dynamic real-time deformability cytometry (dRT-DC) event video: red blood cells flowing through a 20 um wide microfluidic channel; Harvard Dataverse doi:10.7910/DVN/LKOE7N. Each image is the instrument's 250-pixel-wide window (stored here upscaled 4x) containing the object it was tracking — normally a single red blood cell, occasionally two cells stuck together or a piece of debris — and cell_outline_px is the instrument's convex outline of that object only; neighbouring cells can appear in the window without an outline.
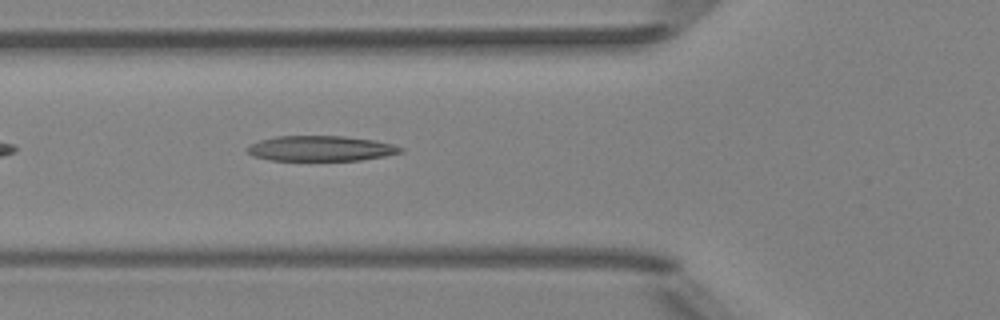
{"species": "Egyptian fruit bat (a non-hibernating species)", "species_latin": "Rousettus aegyptiacus", "temperature_condition": "room temperature", "stored_images_in_passage": 22, "camera_frame_rate_fps": 3000, "um_per_image_px": 0.085, "animal": {"sex": "female"}, "frame": {"image": 1, "passage_image": 4, "time_ms": 1.0, "image_size_px": [1000, 320], "cell_outline_px": [[404, 152], [384, 156], [360, 160], [272, 160], [252, 156], [244, 148], [260, 140], [276, 136], [344, 136], [376, 140], [392, 144], [404, 148]], "centroid_in_image_um": [27.28, 12.61], "position_along_channel_um": 98.5, "area_um2": 22.6}}
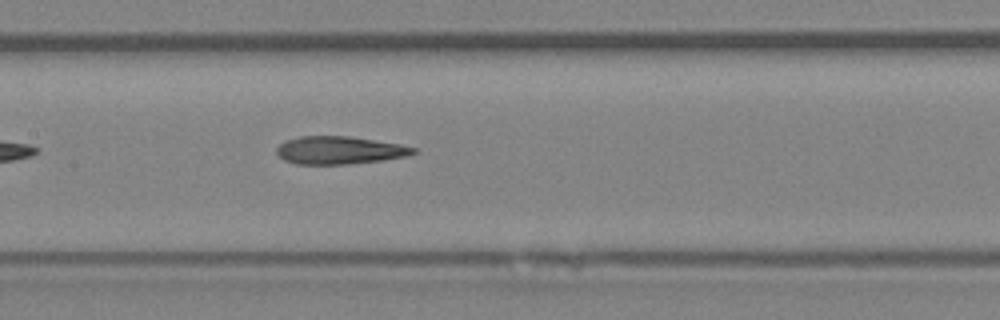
{"frame": {"image": 2, "passage_image": 10, "time_ms": 3.0, "image_size_px": [1000, 320], "cell_outline_px": [[416, 152], [408, 156], [384, 160], [348, 164], [296, 164], [284, 160], [276, 152], [276, 148], [284, 140], [300, 136], [348, 136], [400, 144], [416, 148]], "centroid_in_image_um": [28.84, 12.77], "position_along_channel_um": 178.6, "area_um2": 22.2}}
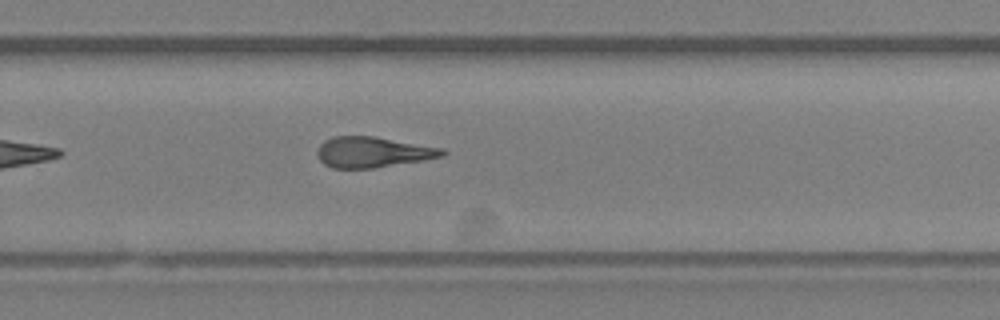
{"frame": {"image": 3, "passage_image": 19, "time_ms": 6.0, "image_size_px": [1000, 320], "cell_outline_px": [[448, 152], [444, 156], [424, 160], [372, 168], [332, 168], [324, 164], [316, 156], [316, 152], [320, 144], [324, 140], [332, 136], [372, 136], [444, 148]], "centroid_in_image_um": [31.68, 12.93], "position_along_channel_um": 298.1, "area_um2": 22.43}}